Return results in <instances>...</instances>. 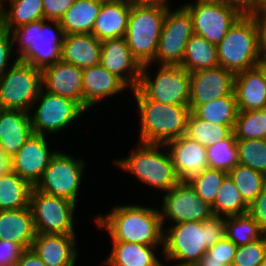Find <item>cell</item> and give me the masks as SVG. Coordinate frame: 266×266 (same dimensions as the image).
Instances as JSON below:
<instances>
[{"mask_svg": "<svg viewBox=\"0 0 266 266\" xmlns=\"http://www.w3.org/2000/svg\"><path fill=\"white\" fill-rule=\"evenodd\" d=\"M132 92L135 108L139 111L138 142L165 145L171 140L186 135L191 113L188 105L164 104L149 99L138 87Z\"/></svg>", "mask_w": 266, "mask_h": 266, "instance_id": "3", "label": "cell"}, {"mask_svg": "<svg viewBox=\"0 0 266 266\" xmlns=\"http://www.w3.org/2000/svg\"><path fill=\"white\" fill-rule=\"evenodd\" d=\"M226 237L237 247L260 239L265 233L248 214L225 217Z\"/></svg>", "mask_w": 266, "mask_h": 266, "instance_id": "37", "label": "cell"}, {"mask_svg": "<svg viewBox=\"0 0 266 266\" xmlns=\"http://www.w3.org/2000/svg\"><path fill=\"white\" fill-rule=\"evenodd\" d=\"M102 6L100 0H75L59 20L66 34H91Z\"/></svg>", "mask_w": 266, "mask_h": 266, "instance_id": "29", "label": "cell"}, {"mask_svg": "<svg viewBox=\"0 0 266 266\" xmlns=\"http://www.w3.org/2000/svg\"><path fill=\"white\" fill-rule=\"evenodd\" d=\"M248 205L235 186V183L227 176L219 189L216 200L211 206L216 217H231L248 213Z\"/></svg>", "mask_w": 266, "mask_h": 266, "instance_id": "34", "label": "cell"}, {"mask_svg": "<svg viewBox=\"0 0 266 266\" xmlns=\"http://www.w3.org/2000/svg\"><path fill=\"white\" fill-rule=\"evenodd\" d=\"M233 134L236 140L266 139V108L238 111Z\"/></svg>", "mask_w": 266, "mask_h": 266, "instance_id": "38", "label": "cell"}, {"mask_svg": "<svg viewBox=\"0 0 266 266\" xmlns=\"http://www.w3.org/2000/svg\"><path fill=\"white\" fill-rule=\"evenodd\" d=\"M102 2H108V1H117V0H100Z\"/></svg>", "mask_w": 266, "mask_h": 266, "instance_id": "58", "label": "cell"}, {"mask_svg": "<svg viewBox=\"0 0 266 266\" xmlns=\"http://www.w3.org/2000/svg\"><path fill=\"white\" fill-rule=\"evenodd\" d=\"M208 168L229 172L239 164L238 148L233 132L217 144L206 148Z\"/></svg>", "mask_w": 266, "mask_h": 266, "instance_id": "39", "label": "cell"}, {"mask_svg": "<svg viewBox=\"0 0 266 266\" xmlns=\"http://www.w3.org/2000/svg\"><path fill=\"white\" fill-rule=\"evenodd\" d=\"M112 163L119 170L136 177L135 180L138 179L143 186L155 189L157 193L160 191L159 195L180 181L165 145L137 142L127 156L113 159Z\"/></svg>", "mask_w": 266, "mask_h": 266, "instance_id": "5", "label": "cell"}, {"mask_svg": "<svg viewBox=\"0 0 266 266\" xmlns=\"http://www.w3.org/2000/svg\"><path fill=\"white\" fill-rule=\"evenodd\" d=\"M130 10L131 3L128 0L102 2L91 34L99 41L124 37Z\"/></svg>", "mask_w": 266, "mask_h": 266, "instance_id": "26", "label": "cell"}, {"mask_svg": "<svg viewBox=\"0 0 266 266\" xmlns=\"http://www.w3.org/2000/svg\"><path fill=\"white\" fill-rule=\"evenodd\" d=\"M84 158L72 156L71 153L58 150L52 157L42 178L35 188L41 192L55 195L78 204V192L86 173ZM83 178V179H82Z\"/></svg>", "mask_w": 266, "mask_h": 266, "instance_id": "10", "label": "cell"}, {"mask_svg": "<svg viewBox=\"0 0 266 266\" xmlns=\"http://www.w3.org/2000/svg\"><path fill=\"white\" fill-rule=\"evenodd\" d=\"M163 258H161V261H160V263H159V265L158 266H195L194 264H192V263H181V262H178V261H175V260H172V259H170V258H167V257H165V256H162ZM162 260H163V262H162ZM164 260H165V263H164ZM166 262H168V263H166ZM173 262V263H172ZM171 263H172V265H171Z\"/></svg>", "mask_w": 266, "mask_h": 266, "instance_id": "54", "label": "cell"}, {"mask_svg": "<svg viewBox=\"0 0 266 266\" xmlns=\"http://www.w3.org/2000/svg\"><path fill=\"white\" fill-rule=\"evenodd\" d=\"M266 4V0H248V14L258 11Z\"/></svg>", "mask_w": 266, "mask_h": 266, "instance_id": "53", "label": "cell"}, {"mask_svg": "<svg viewBox=\"0 0 266 266\" xmlns=\"http://www.w3.org/2000/svg\"><path fill=\"white\" fill-rule=\"evenodd\" d=\"M109 242H111V250L109 255L99 263L102 266H158L163 256V246L123 241Z\"/></svg>", "mask_w": 266, "mask_h": 266, "instance_id": "25", "label": "cell"}, {"mask_svg": "<svg viewBox=\"0 0 266 266\" xmlns=\"http://www.w3.org/2000/svg\"><path fill=\"white\" fill-rule=\"evenodd\" d=\"M171 156L175 173L180 180L208 169L206 147L183 135L165 144Z\"/></svg>", "mask_w": 266, "mask_h": 266, "instance_id": "21", "label": "cell"}, {"mask_svg": "<svg viewBox=\"0 0 266 266\" xmlns=\"http://www.w3.org/2000/svg\"><path fill=\"white\" fill-rule=\"evenodd\" d=\"M100 65L120 78L130 90L139 85L142 65L133 56L124 37L101 41Z\"/></svg>", "mask_w": 266, "mask_h": 266, "instance_id": "18", "label": "cell"}, {"mask_svg": "<svg viewBox=\"0 0 266 266\" xmlns=\"http://www.w3.org/2000/svg\"><path fill=\"white\" fill-rule=\"evenodd\" d=\"M238 111L266 108V73L258 65L235 74L234 90Z\"/></svg>", "mask_w": 266, "mask_h": 266, "instance_id": "23", "label": "cell"}, {"mask_svg": "<svg viewBox=\"0 0 266 266\" xmlns=\"http://www.w3.org/2000/svg\"><path fill=\"white\" fill-rule=\"evenodd\" d=\"M14 52L18 60L43 70L61 60L65 33L58 20H38L13 29Z\"/></svg>", "mask_w": 266, "mask_h": 266, "instance_id": "4", "label": "cell"}, {"mask_svg": "<svg viewBox=\"0 0 266 266\" xmlns=\"http://www.w3.org/2000/svg\"><path fill=\"white\" fill-rule=\"evenodd\" d=\"M127 88L130 90L120 78L100 64L85 68L83 69V108L89 112L96 108L95 106L105 102L107 97L113 99L127 91Z\"/></svg>", "mask_w": 266, "mask_h": 266, "instance_id": "19", "label": "cell"}, {"mask_svg": "<svg viewBox=\"0 0 266 266\" xmlns=\"http://www.w3.org/2000/svg\"><path fill=\"white\" fill-rule=\"evenodd\" d=\"M139 204L112 205L110 212L95 216L96 227L105 230L110 241L163 246L164 229L159 206Z\"/></svg>", "mask_w": 266, "mask_h": 266, "instance_id": "1", "label": "cell"}, {"mask_svg": "<svg viewBox=\"0 0 266 266\" xmlns=\"http://www.w3.org/2000/svg\"><path fill=\"white\" fill-rule=\"evenodd\" d=\"M239 164L266 176V143L263 139L236 140Z\"/></svg>", "mask_w": 266, "mask_h": 266, "instance_id": "41", "label": "cell"}, {"mask_svg": "<svg viewBox=\"0 0 266 266\" xmlns=\"http://www.w3.org/2000/svg\"><path fill=\"white\" fill-rule=\"evenodd\" d=\"M77 235L37 233L32 249L46 266H75L80 254Z\"/></svg>", "mask_w": 266, "mask_h": 266, "instance_id": "22", "label": "cell"}, {"mask_svg": "<svg viewBox=\"0 0 266 266\" xmlns=\"http://www.w3.org/2000/svg\"><path fill=\"white\" fill-rule=\"evenodd\" d=\"M218 1L236 7L243 14H248V0H218Z\"/></svg>", "mask_w": 266, "mask_h": 266, "instance_id": "51", "label": "cell"}, {"mask_svg": "<svg viewBox=\"0 0 266 266\" xmlns=\"http://www.w3.org/2000/svg\"><path fill=\"white\" fill-rule=\"evenodd\" d=\"M266 18V4L258 10Z\"/></svg>", "mask_w": 266, "mask_h": 266, "instance_id": "56", "label": "cell"}, {"mask_svg": "<svg viewBox=\"0 0 266 266\" xmlns=\"http://www.w3.org/2000/svg\"><path fill=\"white\" fill-rule=\"evenodd\" d=\"M46 20H60L75 0H42Z\"/></svg>", "mask_w": 266, "mask_h": 266, "instance_id": "47", "label": "cell"}, {"mask_svg": "<svg viewBox=\"0 0 266 266\" xmlns=\"http://www.w3.org/2000/svg\"><path fill=\"white\" fill-rule=\"evenodd\" d=\"M219 65L234 74L259 65L258 27L251 14H243L216 45Z\"/></svg>", "mask_w": 266, "mask_h": 266, "instance_id": "6", "label": "cell"}, {"mask_svg": "<svg viewBox=\"0 0 266 266\" xmlns=\"http://www.w3.org/2000/svg\"><path fill=\"white\" fill-rule=\"evenodd\" d=\"M50 136L33 134L10 159L11 170L33 187L40 181L44 170L48 167L52 157L57 153L49 145Z\"/></svg>", "mask_w": 266, "mask_h": 266, "instance_id": "16", "label": "cell"}, {"mask_svg": "<svg viewBox=\"0 0 266 266\" xmlns=\"http://www.w3.org/2000/svg\"><path fill=\"white\" fill-rule=\"evenodd\" d=\"M30 206L18 210L0 211V239L20 244L30 249L36 237Z\"/></svg>", "mask_w": 266, "mask_h": 266, "instance_id": "27", "label": "cell"}, {"mask_svg": "<svg viewBox=\"0 0 266 266\" xmlns=\"http://www.w3.org/2000/svg\"><path fill=\"white\" fill-rule=\"evenodd\" d=\"M219 65L217 46L200 35L193 34L186 44L180 67L193 72L199 69L213 68Z\"/></svg>", "mask_w": 266, "mask_h": 266, "instance_id": "32", "label": "cell"}, {"mask_svg": "<svg viewBox=\"0 0 266 266\" xmlns=\"http://www.w3.org/2000/svg\"><path fill=\"white\" fill-rule=\"evenodd\" d=\"M260 266H266V254H265V257H264L263 261L261 262Z\"/></svg>", "mask_w": 266, "mask_h": 266, "instance_id": "57", "label": "cell"}, {"mask_svg": "<svg viewBox=\"0 0 266 266\" xmlns=\"http://www.w3.org/2000/svg\"><path fill=\"white\" fill-rule=\"evenodd\" d=\"M227 176L228 173L225 171L208 168L192 175L187 181L195 189L196 194L212 206Z\"/></svg>", "mask_w": 266, "mask_h": 266, "instance_id": "40", "label": "cell"}, {"mask_svg": "<svg viewBox=\"0 0 266 266\" xmlns=\"http://www.w3.org/2000/svg\"><path fill=\"white\" fill-rule=\"evenodd\" d=\"M131 4L140 6H157L165 9L172 8L170 0H128ZM171 6V7H170Z\"/></svg>", "mask_w": 266, "mask_h": 266, "instance_id": "50", "label": "cell"}, {"mask_svg": "<svg viewBox=\"0 0 266 266\" xmlns=\"http://www.w3.org/2000/svg\"><path fill=\"white\" fill-rule=\"evenodd\" d=\"M193 34V19L184 5L167 9L152 64L180 66L186 44Z\"/></svg>", "mask_w": 266, "mask_h": 266, "instance_id": "14", "label": "cell"}, {"mask_svg": "<svg viewBox=\"0 0 266 266\" xmlns=\"http://www.w3.org/2000/svg\"><path fill=\"white\" fill-rule=\"evenodd\" d=\"M226 238L224 217L167 225L163 234V256L195 264L216 242Z\"/></svg>", "mask_w": 266, "mask_h": 266, "instance_id": "2", "label": "cell"}, {"mask_svg": "<svg viewBox=\"0 0 266 266\" xmlns=\"http://www.w3.org/2000/svg\"><path fill=\"white\" fill-rule=\"evenodd\" d=\"M232 132L228 126L199 119L192 112L189 115L186 135L206 148L227 138Z\"/></svg>", "mask_w": 266, "mask_h": 266, "instance_id": "36", "label": "cell"}, {"mask_svg": "<svg viewBox=\"0 0 266 266\" xmlns=\"http://www.w3.org/2000/svg\"><path fill=\"white\" fill-rule=\"evenodd\" d=\"M193 19V33L218 44L243 15L232 5L218 0H193L182 3Z\"/></svg>", "mask_w": 266, "mask_h": 266, "instance_id": "15", "label": "cell"}, {"mask_svg": "<svg viewBox=\"0 0 266 266\" xmlns=\"http://www.w3.org/2000/svg\"><path fill=\"white\" fill-rule=\"evenodd\" d=\"M248 214L258 223L260 229L266 234V183L260 194L249 205Z\"/></svg>", "mask_w": 266, "mask_h": 266, "instance_id": "45", "label": "cell"}, {"mask_svg": "<svg viewBox=\"0 0 266 266\" xmlns=\"http://www.w3.org/2000/svg\"><path fill=\"white\" fill-rule=\"evenodd\" d=\"M33 186L9 170L0 176V211L29 207Z\"/></svg>", "mask_w": 266, "mask_h": 266, "instance_id": "31", "label": "cell"}, {"mask_svg": "<svg viewBox=\"0 0 266 266\" xmlns=\"http://www.w3.org/2000/svg\"><path fill=\"white\" fill-rule=\"evenodd\" d=\"M15 266H46L35 251L30 249H25L21 254L18 262Z\"/></svg>", "mask_w": 266, "mask_h": 266, "instance_id": "49", "label": "cell"}, {"mask_svg": "<svg viewBox=\"0 0 266 266\" xmlns=\"http://www.w3.org/2000/svg\"><path fill=\"white\" fill-rule=\"evenodd\" d=\"M14 54L11 33L0 25V78L18 60Z\"/></svg>", "mask_w": 266, "mask_h": 266, "instance_id": "44", "label": "cell"}, {"mask_svg": "<svg viewBox=\"0 0 266 266\" xmlns=\"http://www.w3.org/2000/svg\"><path fill=\"white\" fill-rule=\"evenodd\" d=\"M9 170H11L10 159L6 156L0 146V176L6 174Z\"/></svg>", "mask_w": 266, "mask_h": 266, "instance_id": "52", "label": "cell"}, {"mask_svg": "<svg viewBox=\"0 0 266 266\" xmlns=\"http://www.w3.org/2000/svg\"><path fill=\"white\" fill-rule=\"evenodd\" d=\"M228 176L235 183L243 201L248 206L260 194L264 184L266 183V176L263 173L241 164H238L231 169L228 172Z\"/></svg>", "mask_w": 266, "mask_h": 266, "instance_id": "35", "label": "cell"}, {"mask_svg": "<svg viewBox=\"0 0 266 266\" xmlns=\"http://www.w3.org/2000/svg\"><path fill=\"white\" fill-rule=\"evenodd\" d=\"M102 44L92 34H66L61 60L81 69L100 64Z\"/></svg>", "mask_w": 266, "mask_h": 266, "instance_id": "28", "label": "cell"}, {"mask_svg": "<svg viewBox=\"0 0 266 266\" xmlns=\"http://www.w3.org/2000/svg\"><path fill=\"white\" fill-rule=\"evenodd\" d=\"M160 197L158 206L163 229L167 225L186 221H207L214 216L211 206L196 194L195 189L186 180H180Z\"/></svg>", "mask_w": 266, "mask_h": 266, "instance_id": "13", "label": "cell"}, {"mask_svg": "<svg viewBox=\"0 0 266 266\" xmlns=\"http://www.w3.org/2000/svg\"><path fill=\"white\" fill-rule=\"evenodd\" d=\"M42 88V70L17 60L0 78V109L30 112Z\"/></svg>", "mask_w": 266, "mask_h": 266, "instance_id": "11", "label": "cell"}, {"mask_svg": "<svg viewBox=\"0 0 266 266\" xmlns=\"http://www.w3.org/2000/svg\"><path fill=\"white\" fill-rule=\"evenodd\" d=\"M43 89L83 107V69L59 60L42 70Z\"/></svg>", "mask_w": 266, "mask_h": 266, "instance_id": "20", "label": "cell"}, {"mask_svg": "<svg viewBox=\"0 0 266 266\" xmlns=\"http://www.w3.org/2000/svg\"><path fill=\"white\" fill-rule=\"evenodd\" d=\"M237 246L227 237L207 249L195 266H232Z\"/></svg>", "mask_w": 266, "mask_h": 266, "instance_id": "42", "label": "cell"}, {"mask_svg": "<svg viewBox=\"0 0 266 266\" xmlns=\"http://www.w3.org/2000/svg\"><path fill=\"white\" fill-rule=\"evenodd\" d=\"M33 134L53 136L71 129L87 111L76 101L41 89L30 110ZM76 121V122H75Z\"/></svg>", "mask_w": 266, "mask_h": 266, "instance_id": "8", "label": "cell"}, {"mask_svg": "<svg viewBox=\"0 0 266 266\" xmlns=\"http://www.w3.org/2000/svg\"><path fill=\"white\" fill-rule=\"evenodd\" d=\"M166 13L162 7L131 4L124 38L142 66L155 60Z\"/></svg>", "mask_w": 266, "mask_h": 266, "instance_id": "7", "label": "cell"}, {"mask_svg": "<svg viewBox=\"0 0 266 266\" xmlns=\"http://www.w3.org/2000/svg\"><path fill=\"white\" fill-rule=\"evenodd\" d=\"M234 77L233 72L220 65L191 72L188 103L190 111L199 105L231 95L234 90Z\"/></svg>", "mask_w": 266, "mask_h": 266, "instance_id": "17", "label": "cell"}, {"mask_svg": "<svg viewBox=\"0 0 266 266\" xmlns=\"http://www.w3.org/2000/svg\"><path fill=\"white\" fill-rule=\"evenodd\" d=\"M258 27L259 50L262 56H266V18L259 12L251 13Z\"/></svg>", "mask_w": 266, "mask_h": 266, "instance_id": "48", "label": "cell"}, {"mask_svg": "<svg viewBox=\"0 0 266 266\" xmlns=\"http://www.w3.org/2000/svg\"><path fill=\"white\" fill-rule=\"evenodd\" d=\"M42 19H44L42 0H5L0 5V25L8 32Z\"/></svg>", "mask_w": 266, "mask_h": 266, "instance_id": "30", "label": "cell"}, {"mask_svg": "<svg viewBox=\"0 0 266 266\" xmlns=\"http://www.w3.org/2000/svg\"><path fill=\"white\" fill-rule=\"evenodd\" d=\"M32 135L29 112L0 109V146L9 159L16 155Z\"/></svg>", "mask_w": 266, "mask_h": 266, "instance_id": "24", "label": "cell"}, {"mask_svg": "<svg viewBox=\"0 0 266 266\" xmlns=\"http://www.w3.org/2000/svg\"><path fill=\"white\" fill-rule=\"evenodd\" d=\"M259 65L263 68V70H264L265 73H266V56H262Z\"/></svg>", "mask_w": 266, "mask_h": 266, "instance_id": "55", "label": "cell"}, {"mask_svg": "<svg viewBox=\"0 0 266 266\" xmlns=\"http://www.w3.org/2000/svg\"><path fill=\"white\" fill-rule=\"evenodd\" d=\"M142 66L138 88L151 100L164 104L188 105L190 96V72L180 66ZM157 68V69H156Z\"/></svg>", "mask_w": 266, "mask_h": 266, "instance_id": "9", "label": "cell"}, {"mask_svg": "<svg viewBox=\"0 0 266 266\" xmlns=\"http://www.w3.org/2000/svg\"><path fill=\"white\" fill-rule=\"evenodd\" d=\"M192 113L199 119L228 126L232 131L238 113L234 92L206 104L197 106Z\"/></svg>", "mask_w": 266, "mask_h": 266, "instance_id": "33", "label": "cell"}, {"mask_svg": "<svg viewBox=\"0 0 266 266\" xmlns=\"http://www.w3.org/2000/svg\"><path fill=\"white\" fill-rule=\"evenodd\" d=\"M24 250L18 243L0 239V266H15Z\"/></svg>", "mask_w": 266, "mask_h": 266, "instance_id": "46", "label": "cell"}, {"mask_svg": "<svg viewBox=\"0 0 266 266\" xmlns=\"http://www.w3.org/2000/svg\"><path fill=\"white\" fill-rule=\"evenodd\" d=\"M29 206L37 233L76 235V203L33 187Z\"/></svg>", "mask_w": 266, "mask_h": 266, "instance_id": "12", "label": "cell"}, {"mask_svg": "<svg viewBox=\"0 0 266 266\" xmlns=\"http://www.w3.org/2000/svg\"><path fill=\"white\" fill-rule=\"evenodd\" d=\"M266 254V234L260 239L238 246L232 266H260Z\"/></svg>", "mask_w": 266, "mask_h": 266, "instance_id": "43", "label": "cell"}]
</instances>
